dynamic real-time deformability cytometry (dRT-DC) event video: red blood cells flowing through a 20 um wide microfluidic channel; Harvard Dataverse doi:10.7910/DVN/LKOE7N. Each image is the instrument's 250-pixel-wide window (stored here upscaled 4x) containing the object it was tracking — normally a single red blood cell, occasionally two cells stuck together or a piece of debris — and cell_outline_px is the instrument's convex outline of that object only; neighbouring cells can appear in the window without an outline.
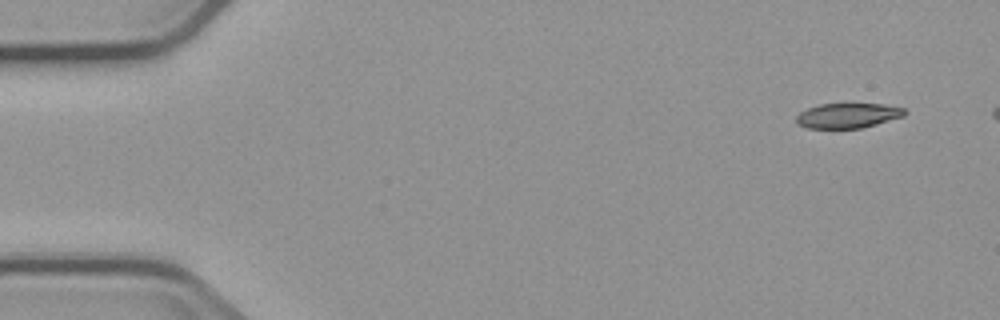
{"species": "common noctule bat (a hibernating species)", "species_latin": "Nyctalus noctula", "temperature_condition": "cold", "stored_images_in_passage": 5, "camera_frame_rate_fps": 3000, "um_per_image_px": 0.085, "animal": {"sex": "male", "body_mass_g": 23.1, "forearm_length_mm": 52.7}, "frame": {"image": 1, "passage_image": 1, "time_ms": 0.0, "image_size_px": [1000, 320], "cell_outline_px": [[908, 112], [904, 116], [876, 124], [860, 128], [808, 128], [796, 124], [796, 116], [800, 112], [808, 108], [820, 104], [884, 104], [904, 108]], "centroid_in_image_um": [72.07, 9.82], "position_along_channel_um": 12.9, "area_um2": 15.72}}